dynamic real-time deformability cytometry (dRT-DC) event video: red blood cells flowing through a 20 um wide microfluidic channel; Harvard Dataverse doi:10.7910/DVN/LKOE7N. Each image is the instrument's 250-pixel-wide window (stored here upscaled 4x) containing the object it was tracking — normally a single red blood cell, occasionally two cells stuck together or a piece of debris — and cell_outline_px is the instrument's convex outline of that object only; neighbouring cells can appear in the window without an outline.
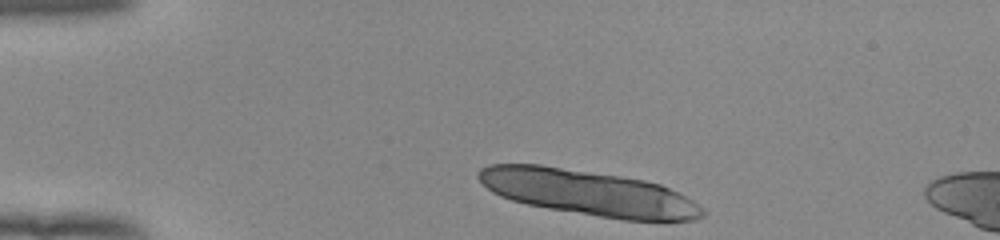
{"species": "human", "species_latin": "Homo sapiens", "temperature_condition": "room temperature", "stored_images_in_passage": 6, "camera_frame_rate_fps": 3000, "um_per_image_px": 0.085, "donor": {"sex": "female"}, "frame": {"image": 1, "passage_image": 1, "time_ms": 0.0, "image_size_px": [1000, 240], "cell_outline_px": [[704, 216], [696, 220], [668, 224], [624, 220], [548, 208], [528, 204], [512, 200], [500, 196], [492, 192], [476, 176], [476, 172], [480, 168], [488, 164], [540, 164], [620, 176], [644, 180], [660, 184], [692, 200], [704, 208]], "centroid_in_image_um": [50.09, 16.42], "position_along_channel_um": 34.9, "area_um2": 60.0}}